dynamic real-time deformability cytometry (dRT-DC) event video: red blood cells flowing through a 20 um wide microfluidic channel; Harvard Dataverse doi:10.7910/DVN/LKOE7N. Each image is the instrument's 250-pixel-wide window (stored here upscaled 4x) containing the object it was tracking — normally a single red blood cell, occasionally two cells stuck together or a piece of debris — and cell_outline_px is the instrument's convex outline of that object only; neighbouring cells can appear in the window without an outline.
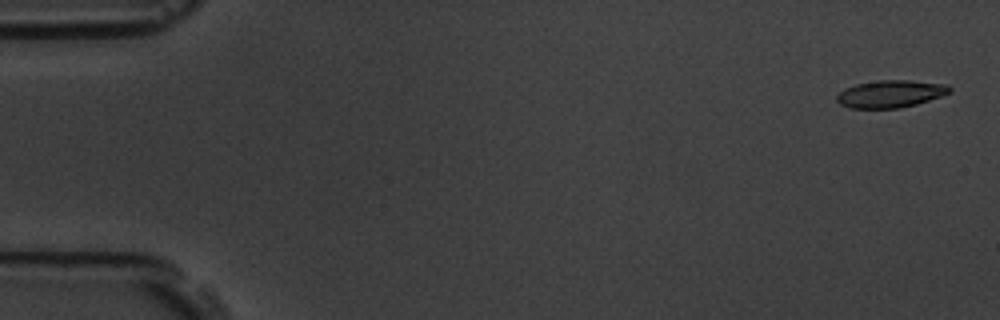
{"species": "common noctule bat (a hibernating species)", "species_latin": "Nyctalus noctula", "temperature_condition": "room temperature", "stored_images_in_passage": 5, "camera_frame_rate_fps": 3000, "um_per_image_px": 0.085, "animal": {"sex": "male", "body_mass_g": 19.5, "forearm_length_mm": 54.6}, "frame": {"image": 1, "passage_image": 1, "time_ms": 0.0, "image_size_px": [1000, 320], "cell_outline_px": [[952, 92], [916, 104], [900, 108], [852, 108], [840, 104], [836, 100], [836, 96], [844, 88], [856, 84], [880, 80], [908, 80], [948, 84], [952, 88]], "centroid_in_image_um": [75.7, 7.97], "position_along_channel_um": 9.3, "area_um2": 17.98}}